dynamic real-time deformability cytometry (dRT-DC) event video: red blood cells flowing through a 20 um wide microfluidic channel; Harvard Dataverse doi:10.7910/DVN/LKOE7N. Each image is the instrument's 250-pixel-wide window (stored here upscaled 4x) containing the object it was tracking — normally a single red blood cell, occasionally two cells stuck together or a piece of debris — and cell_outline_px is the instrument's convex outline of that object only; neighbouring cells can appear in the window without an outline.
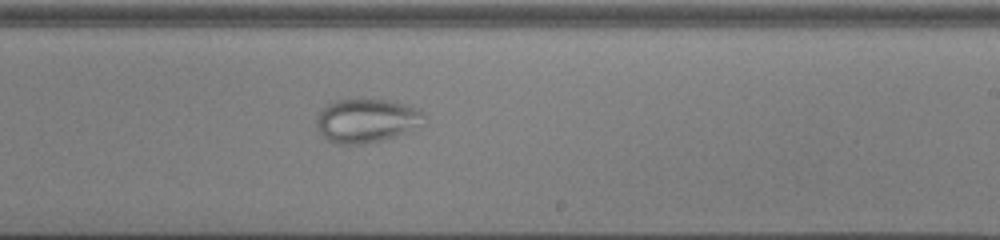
{"species": "common noctule bat (a hibernating species)", "species_latin": "Nyctalus noctula", "temperature_condition": "cold", "stored_images_in_passage": 51, "camera_frame_rate_fps": 3000, "um_per_image_px": 0.085, "animal": {"sex": "male", "body_mass_g": 13.0, "forearm_length_mm": 53.1}, "frame": {"image": 1, "passage_image": 34, "time_ms": 11.0, "image_size_px": [1000, 240], "cell_outline_px": [[424, 116], [404, 132], [396, 136], [364, 144], [340, 144], [328, 140], [320, 132], [316, 124], [316, 116], [320, 108], [336, 100], [348, 96], [360, 96], [392, 100], [420, 108]], "centroid_in_image_um": [31.05, 10.17], "position_along_channel_um": 258.0, "area_um2": 27.86}}
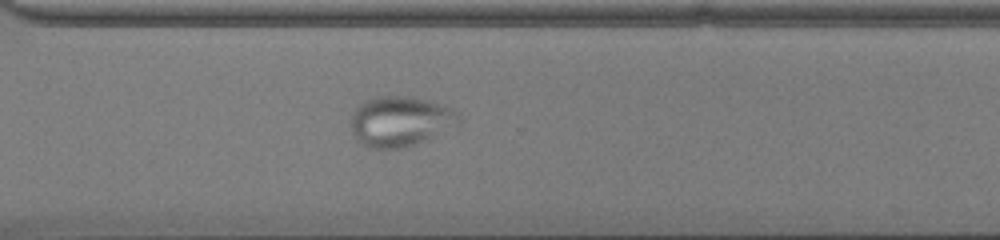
{"frame": {"image": 2, "passage_image": 40, "time_ms": 13.0, "image_size_px": [1000, 240], "cell_outline_px": [[460, 124], [424, 140], [404, 148], [368, 148], [360, 144], [356, 140], [352, 132], [348, 120], [352, 112], [360, 104], [376, 96], [408, 96], [428, 100], [444, 104], [456, 108], [460, 112]], "centroid_in_image_um": [34.02, 10.3], "position_along_channel_um": 336.6, "area_um2": 32.08}}
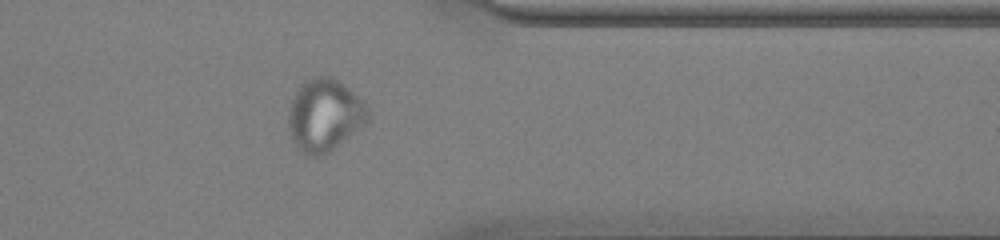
{"frame": {"image": 3, "passage_image": 44, "time_ms": 14.333, "image_size_px": [1000, 240], "cell_outline_px": [[368, 120], [364, 124], [328, 152], [316, 156], [308, 156], [292, 140], [288, 128], [288, 108], [300, 84], [304, 80], [312, 76], [332, 76], [348, 88], [368, 108]], "centroid_in_image_um": [27.54, 9.76], "position_along_channel_um": 383.9, "area_um2": 32.95}}